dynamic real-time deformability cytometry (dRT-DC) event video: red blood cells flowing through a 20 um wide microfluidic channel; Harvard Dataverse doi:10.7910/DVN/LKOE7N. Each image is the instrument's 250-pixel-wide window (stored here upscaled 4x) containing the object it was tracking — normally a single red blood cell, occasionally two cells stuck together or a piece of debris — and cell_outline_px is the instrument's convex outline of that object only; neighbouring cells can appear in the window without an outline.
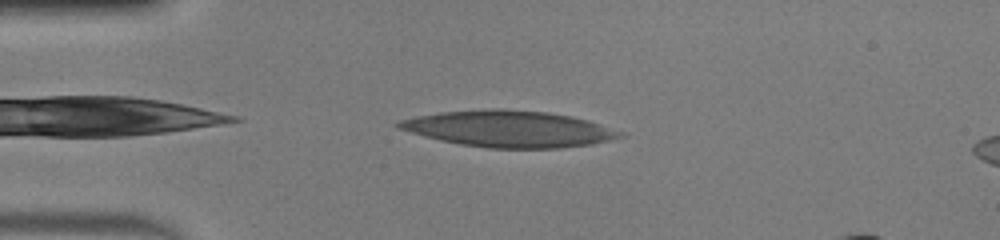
{"species": "human", "species_latin": "Homo sapiens", "temperature_condition": "warm", "stored_images_in_passage": 40, "camera_frame_rate_fps": 3000, "um_per_image_px": 0.085, "donor": {"sex": "male"}, "frame": {"image": 1, "passage_image": 2, "time_ms": 0.333, "image_size_px": [1000, 240], "cell_outline_px": [[628, 132], [624, 136], [592, 144], [560, 148], [488, 148], [460, 144], [440, 140], [424, 136], [396, 128], [392, 124], [400, 120], [416, 116], [440, 112], [488, 108], [500, 108], [548, 112], [572, 116], [588, 120]], "centroid_in_image_um": [43.28, 10.94], "position_along_channel_um": 41.7, "area_um2": 47.4}}
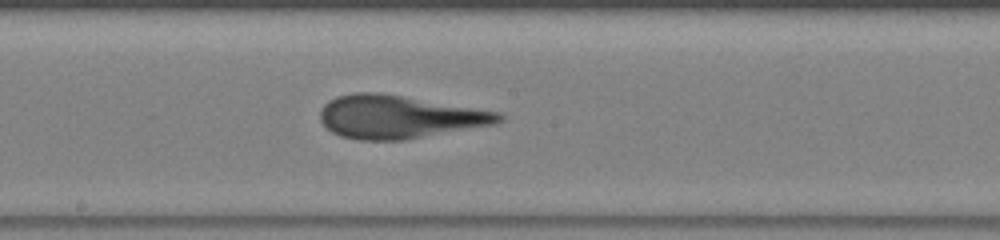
{"frame": {"image": 2, "passage_image": 17, "time_ms": 5.333, "image_size_px": [1000, 240], "cell_outline_px": [[504, 120], [496, 124], [404, 140], [360, 140], [340, 136], [332, 132], [320, 120], [320, 112], [324, 104], [328, 100], [336, 96], [356, 92], [376, 92], [500, 112], [504, 116]], "centroid_in_image_um": [33.91, 9.94], "position_along_channel_um": 214.3, "area_um2": 44.62}}
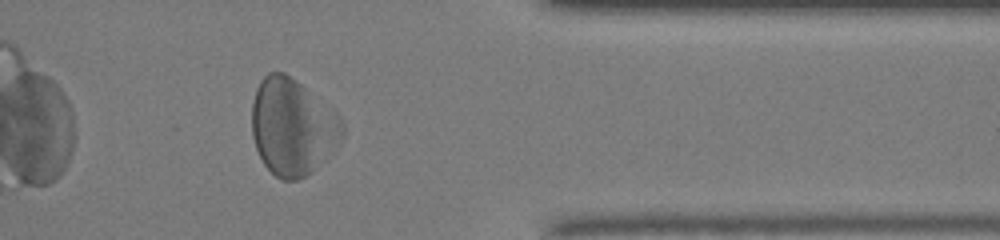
{"frame": {"image": 3, "passage_image": 31, "time_ms": 10.0, "image_size_px": [1000, 240], "cell_outline_px": [[344, 136], [312, 172], [296, 180], [280, 180], [264, 164], [256, 148], [252, 136], [252, 104], [256, 88], [260, 80], [268, 72], [284, 72], [296, 80], [328, 104], [336, 112], [344, 124]], "centroid_in_image_um": [24.85, 10.76], "position_along_channel_um": 386.5, "area_um2": 50.92}}